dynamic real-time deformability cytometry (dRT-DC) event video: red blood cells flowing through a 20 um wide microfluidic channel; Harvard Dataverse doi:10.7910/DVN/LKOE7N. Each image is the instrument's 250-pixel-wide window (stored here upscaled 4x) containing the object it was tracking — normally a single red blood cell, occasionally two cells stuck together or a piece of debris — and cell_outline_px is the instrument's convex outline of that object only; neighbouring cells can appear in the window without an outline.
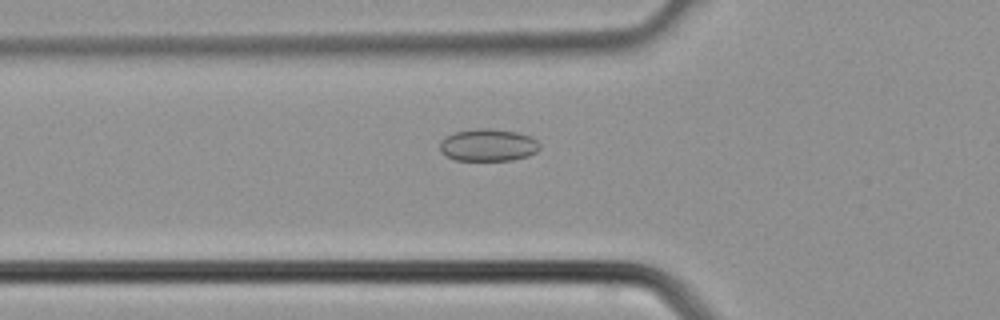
{"species": "common noctule bat (a hibernating species)", "species_latin": "Nyctalus noctula", "temperature_condition": "cold", "stored_images_in_passage": 30, "camera_frame_rate_fps": 3000, "um_per_image_px": 0.085, "animal": {"sex": "male", "body_mass_g": 21.5, "forearm_length_mm": 52.0}, "frame": {"image": 1, "passage_image": 5, "time_ms": 1.333, "image_size_px": [1000, 320], "cell_outline_px": [[540, 148], [536, 152], [528, 156], [512, 160], [456, 160], [440, 152], [440, 140], [444, 136], [456, 132], [476, 128], [488, 128], [516, 132], [528, 136], [536, 140], [540, 144]], "centroid_in_image_um": [41.47, 12.33], "position_along_channel_um": 84.3, "area_um2": 18.79}}
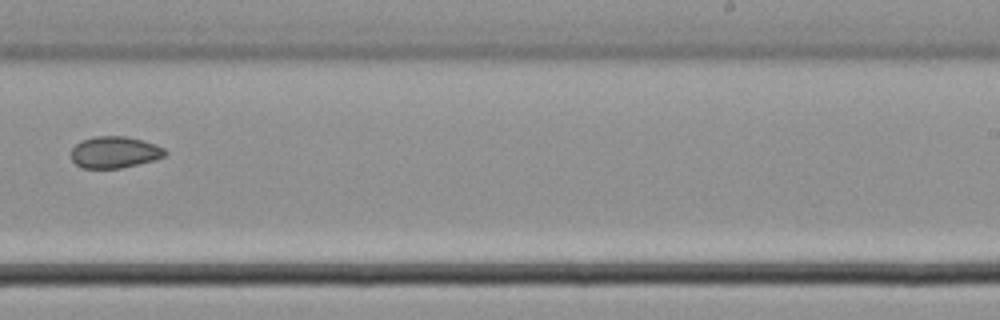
{"frame": {"image": 2, "passage_image": 16, "time_ms": 5.0, "image_size_px": [1000, 320], "cell_outline_px": [[168, 152], [164, 156], [152, 160], [120, 168], [84, 168], [76, 164], [72, 160], [72, 148], [80, 140], [96, 136], [124, 136], [140, 140], [164, 148]], "centroid_in_image_um": [9.7, 12.93], "position_along_channel_um": 279.3, "area_um2": 16.99}}
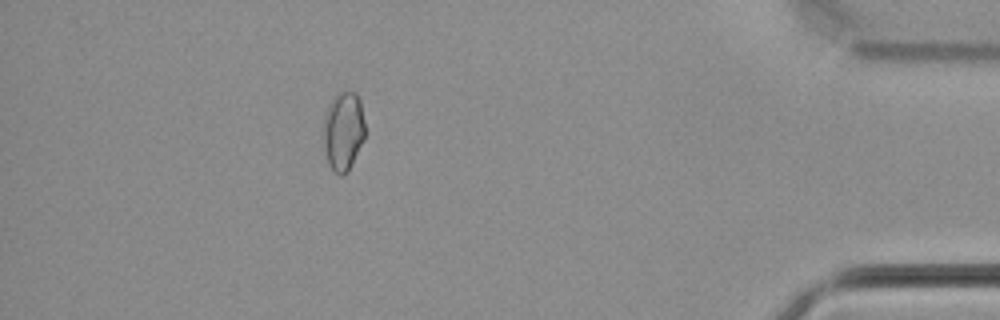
{"frame": {"image": 3, "passage_image": 26, "time_ms": 8.333, "image_size_px": [1000, 320], "cell_outline_px": [[364, 140], [348, 172], [340, 176], [328, 164], [324, 144], [324, 120], [328, 104], [336, 96], [344, 92], [356, 92], [360, 100], [364, 120]], "centroid_in_image_um": [29.2, 11.16], "position_along_channel_um": 406.0, "area_um2": 18.9}}